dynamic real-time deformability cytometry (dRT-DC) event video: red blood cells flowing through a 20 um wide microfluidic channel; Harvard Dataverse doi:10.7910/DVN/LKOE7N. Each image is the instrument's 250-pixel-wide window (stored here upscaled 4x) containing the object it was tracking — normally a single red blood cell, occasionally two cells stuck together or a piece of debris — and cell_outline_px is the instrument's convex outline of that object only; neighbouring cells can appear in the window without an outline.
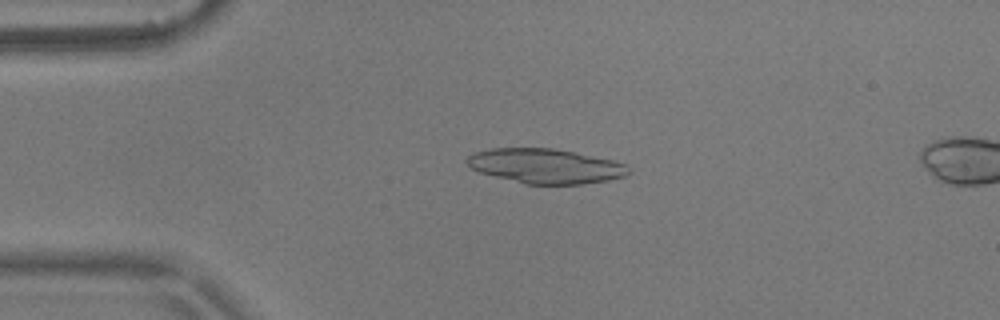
{"species": "common noctule bat (a hibernating species)", "species_latin": "Nyctalus noctula", "temperature_condition": "warm", "stored_images_in_passage": 5, "camera_frame_rate_fps": 3000, "um_per_image_px": 0.085, "animal": {"sex": "male", "body_mass_g": 17.9}, "frame": {"image": 1, "passage_image": 3, "time_ms": 0.667, "image_size_px": [1000, 320], "cell_outline_px": [[632, 172], [624, 176], [608, 180], [580, 184], [524, 184], [480, 172], [472, 168], [464, 160], [472, 152], [492, 148], [552, 148], [612, 160], [624, 164]], "centroid_in_image_um": [46.33, 14.11], "position_along_channel_um": 38.7, "area_um2": 32.43}}